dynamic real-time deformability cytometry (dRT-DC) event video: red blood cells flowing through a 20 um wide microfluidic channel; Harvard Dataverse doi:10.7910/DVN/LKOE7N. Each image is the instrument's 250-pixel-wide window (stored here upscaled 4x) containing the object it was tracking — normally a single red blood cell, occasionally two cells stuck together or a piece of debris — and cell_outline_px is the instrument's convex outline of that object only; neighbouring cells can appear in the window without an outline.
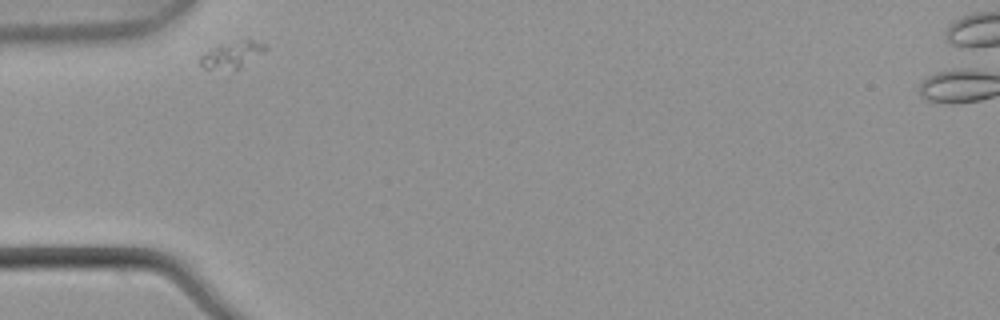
{"species": "common noctule bat (a hibernating species)", "species_latin": "Nyctalus noctula", "temperature_condition": "warm", "stored_images_in_passage": 4, "camera_frame_rate_fps": 3000, "um_per_image_px": 0.085, "animal": {"sex": "male", "body_mass_g": 21.5, "forearm_length_mm": 52.0}, "frame": {"image": 1, "passage_image": 1, "time_ms": 0.0, "image_size_px": [1000, 320], "cell_outline_px": [[268, 48], [240, 68], [204, 68], [200, 64], [200, 56], [216, 44], [248, 36], [268, 44]], "centroid_in_image_um": [19.78, 4.53], "position_along_channel_um": 65.2, "area_um2": 10.52}}
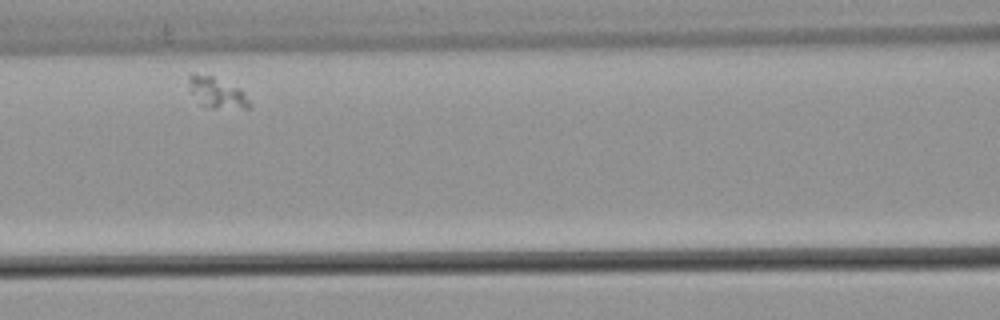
{"frame": {"image": 2, "passage_image": 3, "time_ms": 0.667, "image_size_px": [1000, 320], "cell_outline_px": [[248, 108], [212, 108], [200, 104], [188, 88], [188, 76], [192, 72], [196, 72], [212, 76], [240, 88], [244, 92], [248, 100]], "centroid_in_image_um": [18.37, 7.84], "position_along_channel_um": 148.2, "area_um2": 10.87}}